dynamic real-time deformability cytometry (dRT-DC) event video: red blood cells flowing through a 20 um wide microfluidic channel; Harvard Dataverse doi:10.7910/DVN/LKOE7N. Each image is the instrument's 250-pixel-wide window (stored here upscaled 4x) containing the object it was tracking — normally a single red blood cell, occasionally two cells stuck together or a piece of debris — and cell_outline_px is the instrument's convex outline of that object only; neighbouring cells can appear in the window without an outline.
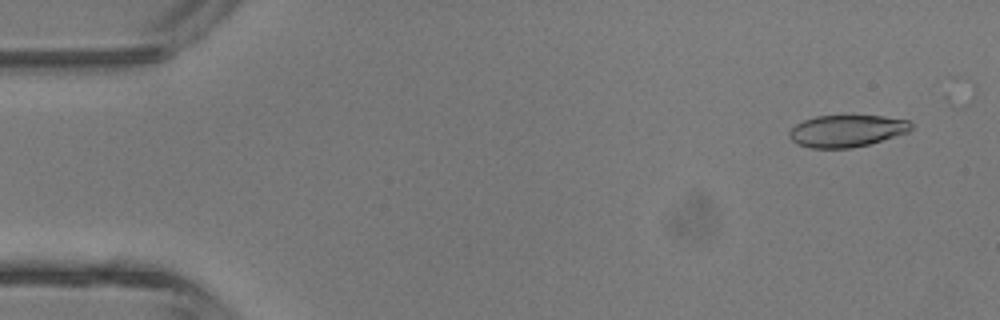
{"species": "common noctule bat (a hibernating species)", "species_latin": "Nyctalus noctula", "temperature_condition": "room temperature", "stored_images_in_passage": 4, "camera_frame_rate_fps": 3000, "um_per_image_px": 0.085, "animal": {"sex": "male", "body_mass_g": 13.3}, "frame": {"image": 1, "passage_image": 1, "time_ms": 0.0, "image_size_px": [1000, 320], "cell_outline_px": [[912, 128], [908, 132], [868, 144], [852, 148], [812, 148], [796, 144], [788, 136], [788, 132], [796, 124], [804, 120], [816, 116], [884, 116], [908, 120], [912, 124]], "centroid_in_image_um": [71.95, 11.13], "position_along_channel_um": 13.0, "area_um2": 22.6}}
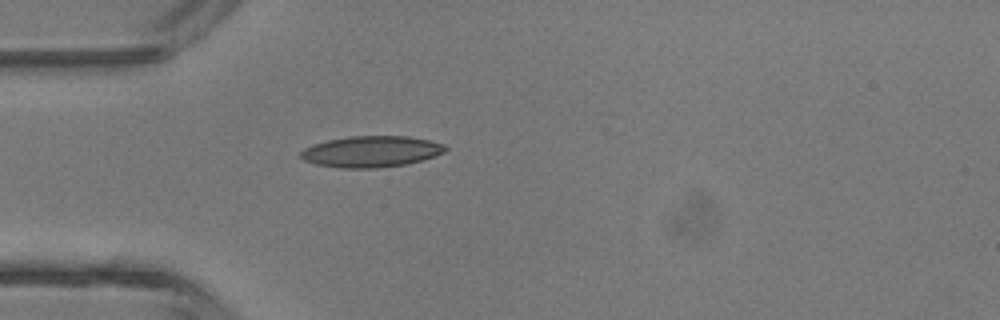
{"frame": {"image": 2, "passage_image": 4, "time_ms": 3.333, "image_size_px": [1000, 320], "cell_outline_px": [[448, 148], [444, 152], [408, 164], [376, 168], [340, 168], [316, 164], [304, 160], [300, 156], [300, 152], [304, 148], [312, 144], [328, 140], [348, 136], [408, 136], [428, 140], [444, 144]], "centroid_in_image_um": [31.52, 12.88], "position_along_channel_um": 53.5, "area_um2": 26.24}}